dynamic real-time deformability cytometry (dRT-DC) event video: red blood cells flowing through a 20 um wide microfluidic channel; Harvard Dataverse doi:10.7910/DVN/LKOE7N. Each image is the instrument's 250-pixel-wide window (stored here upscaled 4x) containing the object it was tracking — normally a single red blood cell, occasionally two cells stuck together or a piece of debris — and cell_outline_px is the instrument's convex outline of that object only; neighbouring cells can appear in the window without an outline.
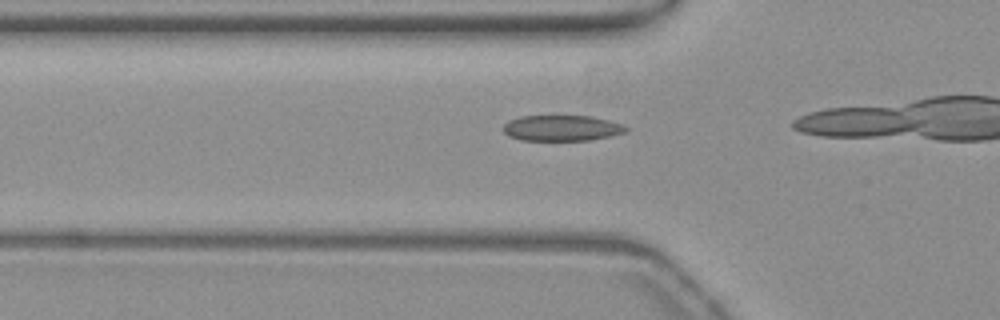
{"species": "common noctule bat (a hibernating species)", "species_latin": "Nyctalus noctula", "temperature_condition": "warm", "stored_images_in_passage": 15, "camera_frame_rate_fps": 3000, "um_per_image_px": 0.085, "animal": {"sex": "female", "body_mass_g": 19.3, "forearm_length_mm": 54.1}, "frame": {"image": 1, "passage_image": 13, "time_ms": 4.0, "image_size_px": [1000, 320], "cell_outline_px": [[628, 132], [588, 140], [520, 140], [508, 136], [504, 132], [504, 124], [508, 120], [520, 116], [592, 116], [612, 120], [624, 124], [628, 128]], "centroid_in_image_um": [47.78, 10.88], "position_along_channel_um": 78.0, "area_um2": 18.55}}